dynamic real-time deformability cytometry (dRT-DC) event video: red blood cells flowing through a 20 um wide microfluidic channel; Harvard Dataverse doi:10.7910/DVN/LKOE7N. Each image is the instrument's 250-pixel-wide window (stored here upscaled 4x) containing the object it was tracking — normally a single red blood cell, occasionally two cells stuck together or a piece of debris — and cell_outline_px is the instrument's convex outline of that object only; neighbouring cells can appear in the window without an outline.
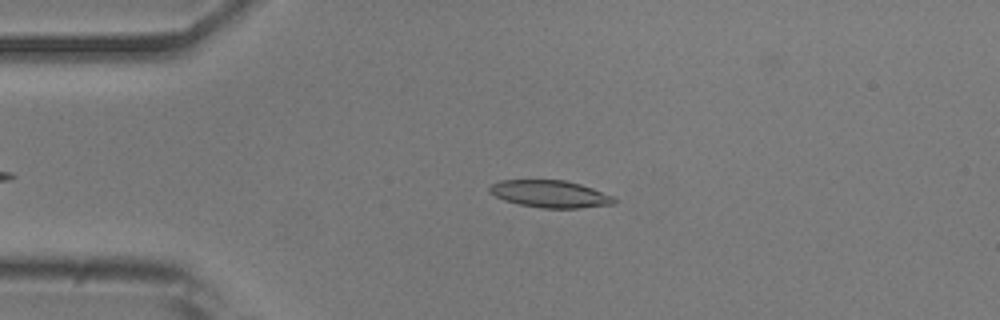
{"species": "common noctule bat (a hibernating species)", "species_latin": "Nyctalus noctula", "temperature_condition": "room temperature", "stored_images_in_passage": 36, "camera_frame_rate_fps": 3000, "um_per_image_px": 0.085, "animal": {"sex": "male", "body_mass_g": 20.5, "forearm_length_mm": 52.5}, "frame": {"image": 1, "passage_image": 1, "time_ms": 0.0, "image_size_px": [1000, 320], "cell_outline_px": [[616, 204], [580, 208], [544, 208], [520, 204], [504, 200], [488, 192], [488, 188], [492, 184], [500, 180], [564, 180], [580, 184], [592, 188], [612, 196], [616, 200]], "centroid_in_image_um": [46.75, 16.48], "position_along_channel_um": 38.2, "area_um2": 19.65}}
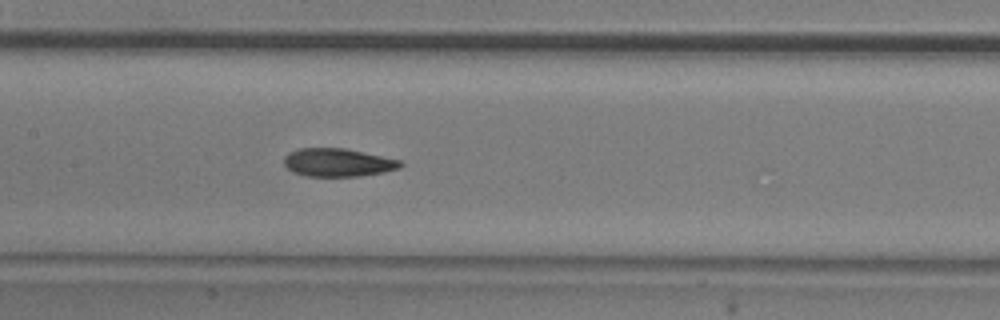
{"frame": {"image": 2, "passage_image": 14, "time_ms": 4.333, "image_size_px": [1000, 320], "cell_outline_px": [[404, 164], [400, 168], [384, 172], [360, 176], [308, 176], [292, 172], [284, 164], [284, 156], [288, 152], [300, 148], [344, 148], [400, 160]], "centroid_in_image_um": [28.71, 13.81], "position_along_channel_um": 178.7, "area_um2": 19.07}}
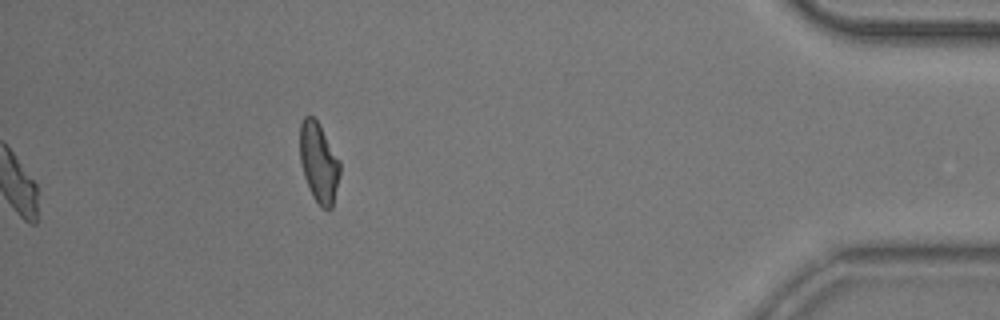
{"frame": {"image": 3, "passage_image": 36, "time_ms": 11.667, "image_size_px": [1000, 320], "cell_outline_px": [[340, 172], [332, 208], [320, 208], [312, 196], [304, 176], [300, 160], [300, 124], [304, 116], [312, 116], [316, 120], [340, 160]], "centroid_in_image_um": [27.09, 13.84], "position_along_channel_um": 408.1, "area_um2": 18.44}, "authors_computed_cell_mechanics": {"area_um2": 19.3052, "velocity_mm_per_s": 3.8689, "shape_relaxation_time_tau1_ms": 3.956, "shape_relaxation_time_tau2_ms": 3.446, "deformation_change_tau1": 0.155, "deformation_change_tau2": 0.0979}}